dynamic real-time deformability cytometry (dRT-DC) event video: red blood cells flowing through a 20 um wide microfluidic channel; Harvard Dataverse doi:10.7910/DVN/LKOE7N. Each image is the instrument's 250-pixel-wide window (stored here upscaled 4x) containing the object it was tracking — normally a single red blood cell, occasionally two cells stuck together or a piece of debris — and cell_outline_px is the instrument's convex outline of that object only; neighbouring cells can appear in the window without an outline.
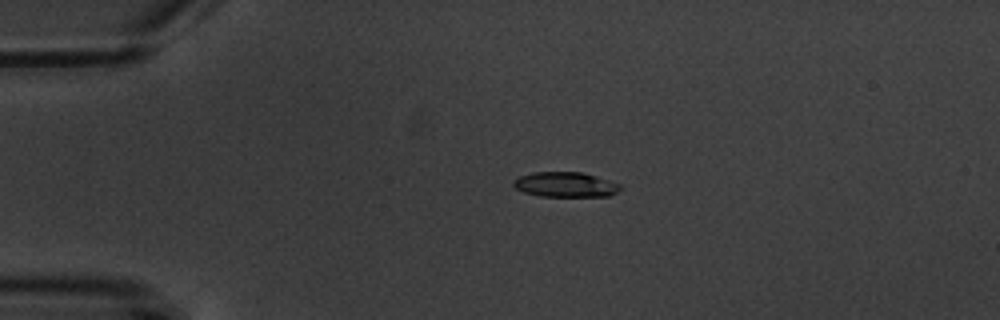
{"species": "common noctule bat (a hibernating species)", "species_latin": "Nyctalus noctula", "temperature_condition": "warm", "stored_images_in_passage": 2, "camera_frame_rate_fps": 3000, "um_per_image_px": 0.085, "animal": {"sex": "male", "body_mass_g": 20.1, "forearm_length_mm": 53.5}, "frame": {"image": 1, "passage_image": 1, "time_ms": 0.0, "image_size_px": [1000, 320], "cell_outline_px": [[624, 188], [608, 196], [540, 196], [524, 192], [516, 188], [512, 184], [512, 180], [520, 176], [532, 172], [584, 172], [620, 184]], "centroid_in_image_um": [48.06, 15.68], "position_along_channel_um": 36.9, "area_um2": 15.61}}